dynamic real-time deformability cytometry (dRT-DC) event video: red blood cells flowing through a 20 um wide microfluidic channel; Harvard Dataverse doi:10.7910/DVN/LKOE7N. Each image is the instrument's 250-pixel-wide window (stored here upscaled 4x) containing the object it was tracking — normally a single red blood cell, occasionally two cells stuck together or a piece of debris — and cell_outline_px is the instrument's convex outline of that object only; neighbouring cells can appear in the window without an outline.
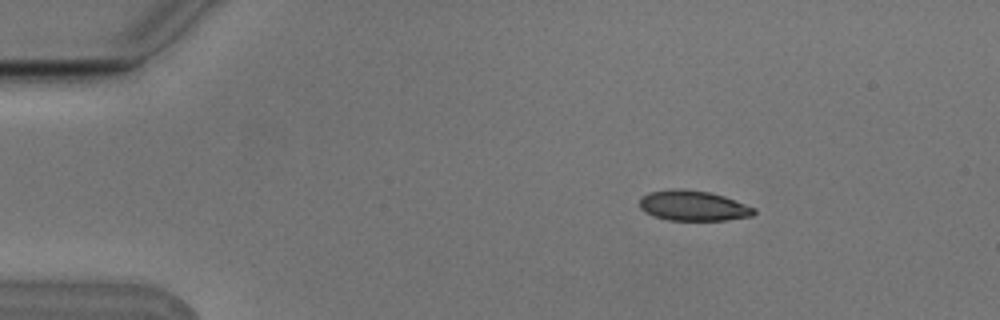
{"species": "Egyptian fruit bat (a non-hibernating species)", "species_latin": "Rousettus aegyptiacus", "temperature_condition": "cold", "stored_images_in_passage": 4, "camera_frame_rate_fps": 3000, "um_per_image_px": 0.085, "animal": {"sex": "male"}, "frame": {"image": 1, "passage_image": 2, "time_ms": 0.333, "image_size_px": [1000, 320], "cell_outline_px": [[756, 212], [752, 216], [728, 220], [668, 220], [652, 216], [644, 212], [640, 208], [640, 196], [648, 192], [672, 188], [684, 188], [708, 192], [724, 196], [756, 208]], "centroid_in_image_um": [58.89, 17.48], "position_along_channel_um": 26.1, "area_um2": 20.46}}